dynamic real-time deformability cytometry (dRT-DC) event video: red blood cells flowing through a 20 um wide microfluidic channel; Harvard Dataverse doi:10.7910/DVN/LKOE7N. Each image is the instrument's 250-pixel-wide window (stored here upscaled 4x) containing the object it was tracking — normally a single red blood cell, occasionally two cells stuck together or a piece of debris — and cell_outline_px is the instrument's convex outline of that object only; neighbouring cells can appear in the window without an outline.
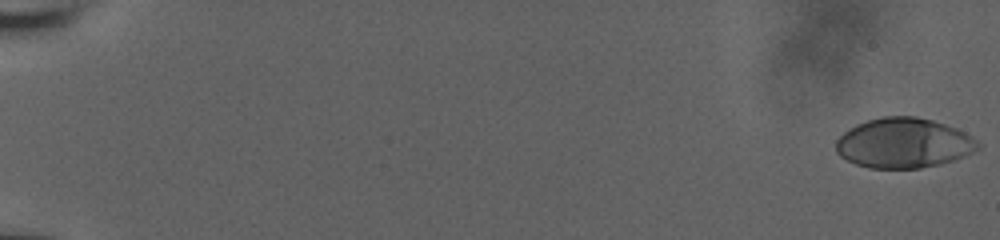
{"species": "human", "species_latin": "Homo sapiens", "temperature_condition": "room temperature", "stored_images_in_passage": 57, "camera_frame_rate_fps": 3000, "um_per_image_px": 0.085, "donor": {"sex": "male"}, "frame": {"image": 1, "passage_image": 1, "time_ms": 0.0, "image_size_px": [1000, 240], "cell_outline_px": [[980, 148], [964, 156], [940, 164], [920, 168], [868, 168], [856, 164], [840, 156], [836, 152], [836, 140], [844, 132], [856, 124], [868, 120], [884, 116], [916, 116], [932, 120], [956, 128], [964, 132], [976, 140], [980, 144]], "centroid_in_image_um": [76.8, 12.16], "position_along_channel_um": 8.2, "area_um2": 41.21}}
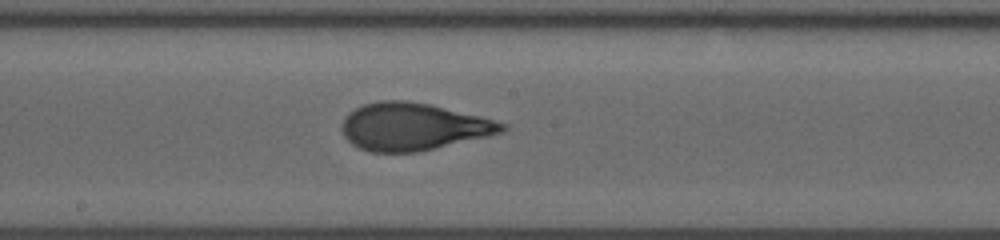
{"frame": {"image": 2, "passage_image": 34, "time_ms": 11.0, "image_size_px": [1000, 240], "cell_outline_px": [[508, 128], [504, 132], [488, 136], [436, 148], [416, 152], [372, 152], [360, 148], [352, 144], [344, 136], [344, 116], [348, 112], [364, 104], [380, 100], [404, 100], [428, 104], [480, 116], [508, 124]], "centroid_in_image_um": [35.14, 10.76], "position_along_channel_um": 213.1, "area_um2": 43.93}}
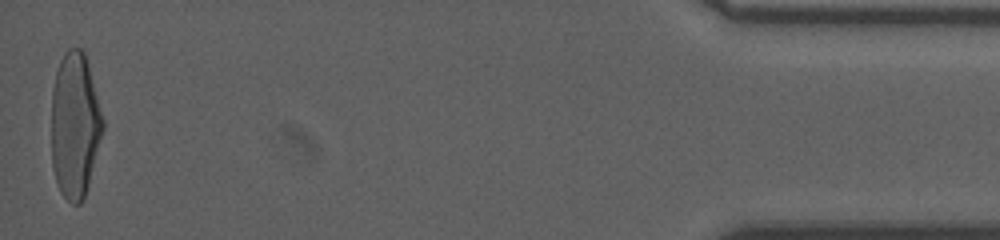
{"frame": {"image": 3, "passage_image": 57, "time_ms": 18.667, "image_size_px": [1000, 240], "cell_outline_px": [[104, 128], [84, 200], [80, 204], [72, 204], [60, 192], [52, 168], [52, 88], [56, 72], [60, 60], [64, 52], [68, 48], [80, 48], [84, 52], [88, 64], [104, 120]], "centroid_in_image_um": [6.36, 10.66], "position_along_channel_um": 428.8, "area_um2": 43.7}, "authors_computed_cell_mechanics": {"area_um2": 43.1766, "velocity_mm_per_s": 3.8653, "shape_relaxation_time_tau1_ms": 5.7704, "shape_relaxation_time_tau2_ms": 0.8088, "deformation_change_tau1": 0.2422, "deformation_change_tau2": 0.0864}}